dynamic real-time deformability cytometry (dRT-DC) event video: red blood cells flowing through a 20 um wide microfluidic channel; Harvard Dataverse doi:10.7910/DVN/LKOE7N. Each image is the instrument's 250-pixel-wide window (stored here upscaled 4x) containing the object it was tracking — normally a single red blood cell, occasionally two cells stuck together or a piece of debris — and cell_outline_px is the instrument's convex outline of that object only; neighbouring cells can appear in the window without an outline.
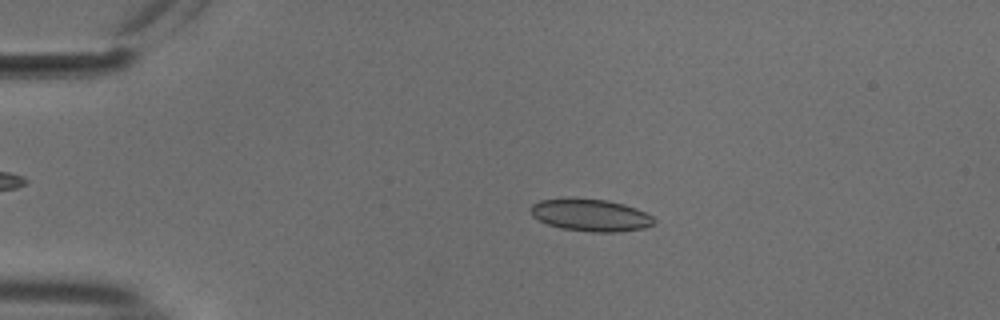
{"species": "common noctule bat (a hibernating species)", "species_latin": "Nyctalus noctula", "temperature_condition": "cold", "stored_images_in_passage": 48, "camera_frame_rate_fps": 3000, "um_per_image_px": 0.085, "animal": {"sex": "male", "body_mass_g": 18.8}, "frame": {"image": 1, "passage_image": 6, "time_ms": 1.667, "image_size_px": [1000, 320], "cell_outline_px": [[656, 220], [652, 224], [644, 228], [620, 232], [592, 232], [560, 228], [548, 224], [532, 216], [532, 204], [540, 200], [568, 196], [608, 200], [624, 204], [636, 208], [652, 216]], "centroid_in_image_um": [50.19, 18.26], "position_along_channel_um": 34.8, "area_um2": 23.52}}
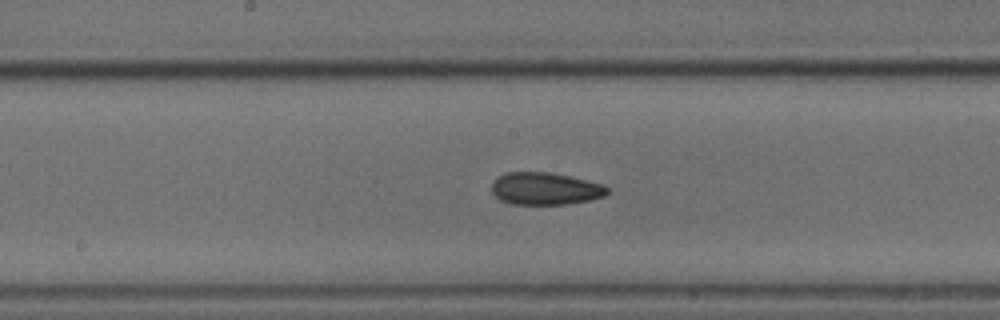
{"frame": {"image": 2, "passage_image": 23, "time_ms": 7.333, "image_size_px": [1000, 320], "cell_outline_px": [[608, 192], [604, 196], [588, 200], [568, 204], [512, 204], [500, 200], [492, 192], [492, 184], [500, 176], [508, 172], [548, 172], [568, 176], [600, 184], [608, 188]], "centroid_in_image_um": [46.32, 16.04], "position_along_channel_um": 201.9, "area_um2": 21.39}}
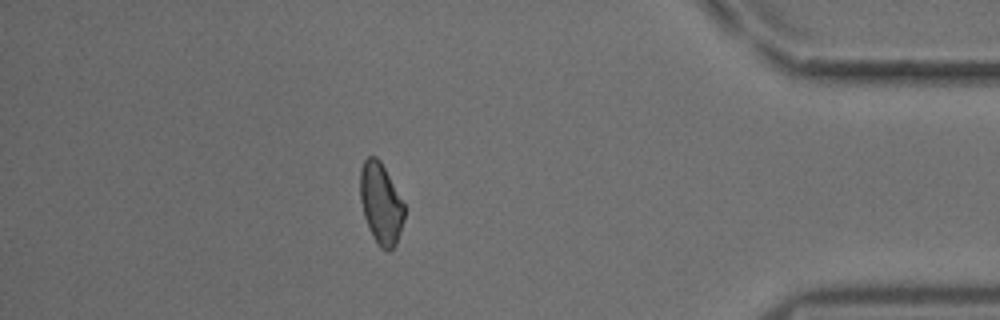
{"frame": {"image": 3, "passage_image": 42, "time_ms": 13.667, "image_size_px": [1000, 320], "cell_outline_px": [[404, 220], [396, 244], [388, 252], [380, 248], [376, 244], [372, 236], [364, 216], [360, 200], [360, 168], [364, 160], [368, 156], [376, 156], [380, 160], [404, 204]], "centroid_in_image_um": [32.36, 17.32], "position_along_channel_um": 402.8, "area_um2": 20.87}, "authors_computed_cell_mechanics": {"area_um2": 21.9062, "velocity_mm_per_s": 3.7461, "shape_relaxation_time_tau1_ms": null, "shape_relaxation_time_tau2_ms": 4.6247, "deformation_change_tau1": null, "deformation_change_tau2": 0.0887}}